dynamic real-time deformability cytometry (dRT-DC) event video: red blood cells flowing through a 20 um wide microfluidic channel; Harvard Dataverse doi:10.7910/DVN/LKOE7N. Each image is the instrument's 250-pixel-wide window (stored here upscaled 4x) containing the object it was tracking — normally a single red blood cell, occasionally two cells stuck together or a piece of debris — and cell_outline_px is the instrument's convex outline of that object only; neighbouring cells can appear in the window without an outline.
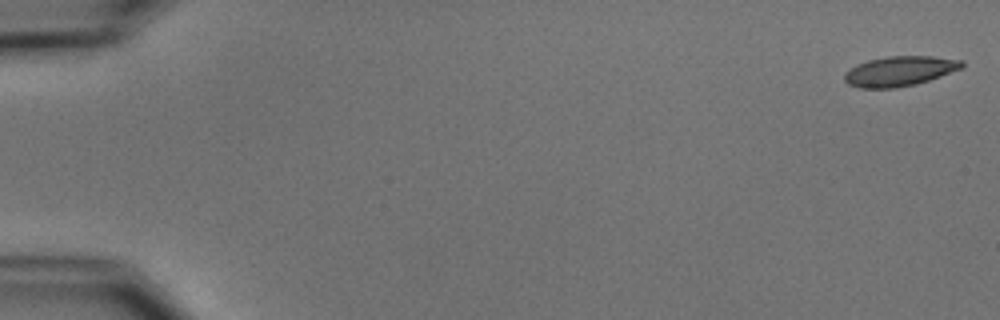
{"species": "common noctule bat (a hibernating species)", "species_latin": "Nyctalus noctula", "temperature_condition": "cold", "stored_images_in_passage": 16, "camera_frame_rate_fps": 3000, "um_per_image_px": 0.085, "animal": {"sex": "male", "body_mass_g": 15.6}, "frame": {"image": 1, "passage_image": 1, "time_ms": 0.0, "image_size_px": [1000, 320], "cell_outline_px": [[964, 68], [916, 84], [896, 88], [860, 88], [848, 84], [844, 80], [844, 72], [856, 64], [868, 60], [888, 56], [932, 56], [964, 60]], "centroid_in_image_um": [76.47, 6.04], "position_along_channel_um": 8.5, "area_um2": 20.63}}
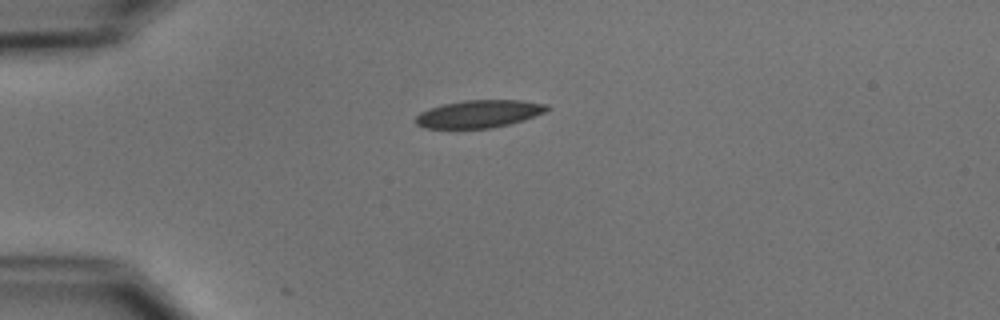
{"frame": {"image": 2, "passage_image": 14, "time_ms": 4.333, "image_size_px": [1000, 320], "cell_outline_px": [[548, 108], [544, 112], [524, 120], [508, 124], [488, 128], [424, 128], [416, 124], [416, 116], [420, 112], [428, 108], [444, 104], [464, 100], [524, 100], [548, 104]], "centroid_in_image_um": [40.7, 9.67], "position_along_channel_um": 44.3, "area_um2": 21.04}}